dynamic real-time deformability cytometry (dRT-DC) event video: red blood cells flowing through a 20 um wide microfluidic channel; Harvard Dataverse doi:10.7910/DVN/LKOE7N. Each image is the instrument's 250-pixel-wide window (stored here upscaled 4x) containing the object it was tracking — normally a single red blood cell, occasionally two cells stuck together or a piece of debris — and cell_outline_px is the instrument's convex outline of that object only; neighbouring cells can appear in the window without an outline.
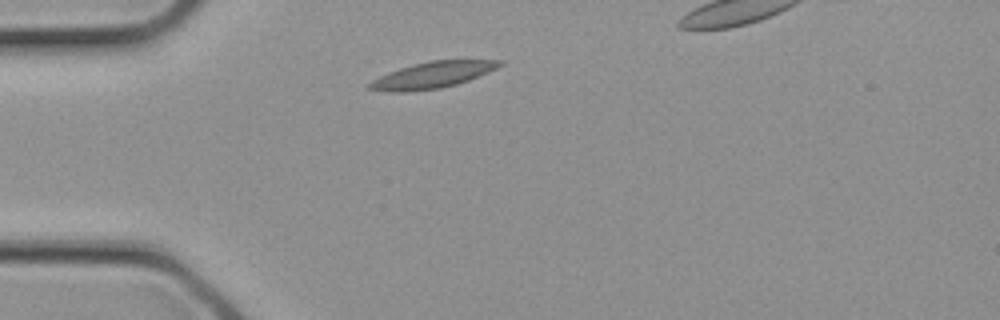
{"species": "common noctule bat (a hibernating species)", "species_latin": "Nyctalus noctula", "temperature_condition": "cold", "stored_images_in_passage": 3, "camera_frame_rate_fps": 3000, "um_per_image_px": 0.085, "animal": {"sex": "female", "body_mass_g": 21.9}, "frame": {"image": 1, "passage_image": 3, "time_ms": 0.667, "image_size_px": [1000, 320], "cell_outline_px": [[504, 64], [488, 72], [468, 80], [456, 84], [440, 88], [404, 92], [392, 92], [368, 88], [368, 84], [372, 80], [388, 72], [400, 68], [428, 60], [504, 60]], "centroid_in_image_um": [36.77, 6.36], "position_along_channel_um": 48.2, "area_um2": 19.77}}